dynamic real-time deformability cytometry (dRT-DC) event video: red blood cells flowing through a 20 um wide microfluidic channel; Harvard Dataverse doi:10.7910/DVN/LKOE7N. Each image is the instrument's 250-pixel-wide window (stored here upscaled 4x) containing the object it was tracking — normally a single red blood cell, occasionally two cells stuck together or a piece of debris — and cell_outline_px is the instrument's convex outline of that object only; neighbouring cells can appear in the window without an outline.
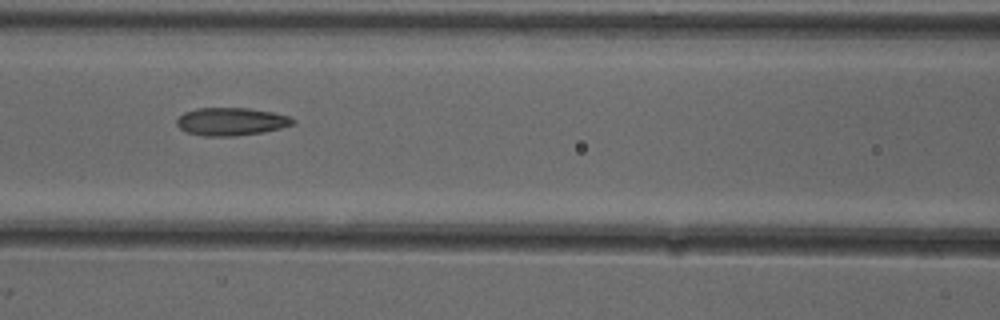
{"species": "common noctule bat (a hibernating species)", "species_latin": "Nyctalus noctula", "temperature_condition": "cold", "stored_images_in_passage": 9, "camera_frame_rate_fps": 3000, "um_per_image_px": 0.085, "animal": {"sex": "female"}, "frame": {"image": 1, "passage_image": 6, "time_ms": 1.667, "image_size_px": [1000, 320], "cell_outline_px": [[296, 124], [264, 132], [236, 136], [204, 136], [188, 132], [180, 128], [176, 124], [176, 120], [184, 112], [196, 108], [248, 108], [272, 112], [292, 116], [296, 120]], "centroid_in_image_um": [19.69, 10.33], "position_along_channel_um": 146.9, "area_um2": 19.02}}
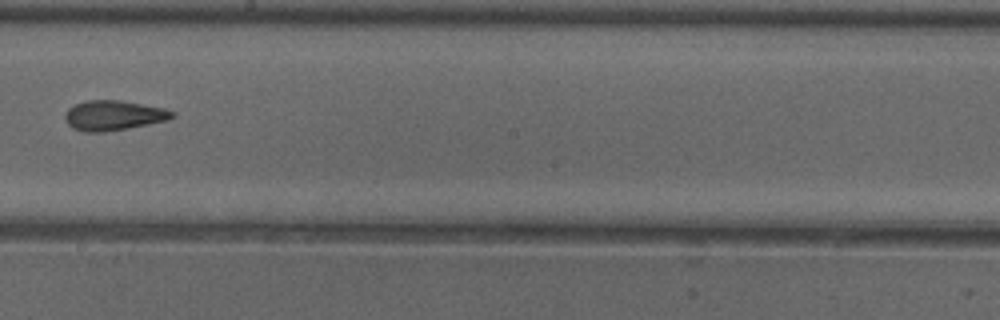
{"frame": {"image": 2, "passage_image": 8, "time_ms": 2.333, "image_size_px": [1000, 320], "cell_outline_px": [[176, 116], [168, 120], [128, 128], [104, 132], [84, 132], [72, 128], [64, 120], [64, 112], [68, 108], [76, 104], [88, 100], [120, 100], [164, 108], [176, 112]], "centroid_in_image_um": [9.64, 9.81], "position_along_channel_um": 238.6, "area_um2": 18.84}}
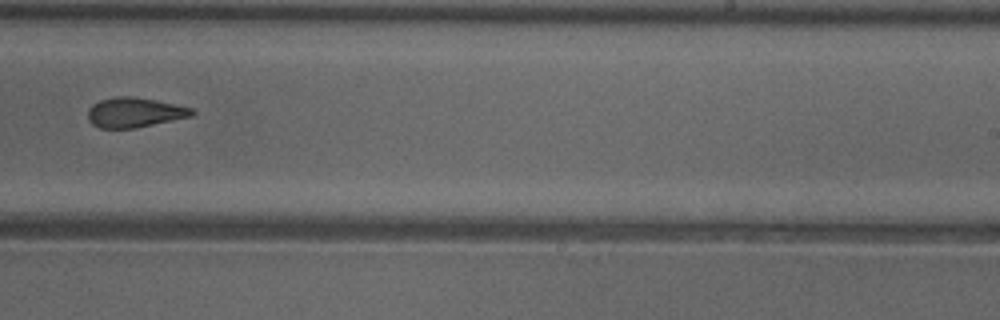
{"frame": {"image": 3, "passage_image": 9, "time_ms": 2.667, "image_size_px": [1000, 320], "cell_outline_px": [[196, 112], [192, 116], [136, 128], [100, 128], [92, 124], [88, 120], [88, 108], [92, 104], [100, 100], [116, 96], [132, 96], [192, 108]], "centroid_in_image_um": [11.4, 9.56], "position_along_channel_um": 277.6, "area_um2": 17.98}}